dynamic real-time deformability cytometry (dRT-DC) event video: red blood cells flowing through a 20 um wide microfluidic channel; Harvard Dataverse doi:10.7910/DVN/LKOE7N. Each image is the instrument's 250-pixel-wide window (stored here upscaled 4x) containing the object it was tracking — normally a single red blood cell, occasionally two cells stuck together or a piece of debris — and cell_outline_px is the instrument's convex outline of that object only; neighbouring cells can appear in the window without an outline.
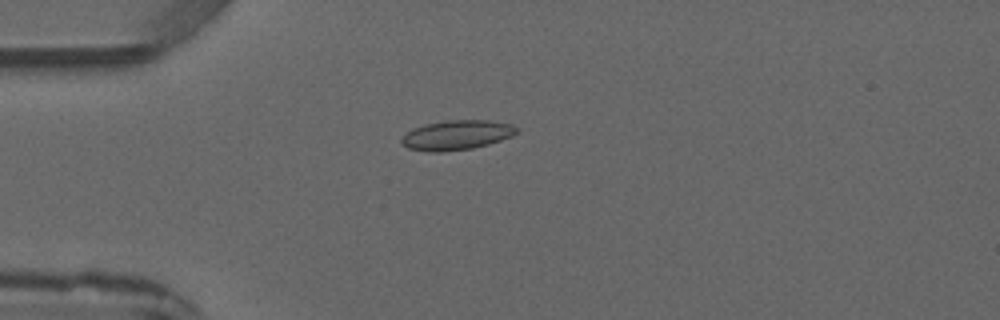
{"species": "common noctule bat (a hibernating species)", "species_latin": "Nyctalus noctula", "temperature_condition": "warm", "stored_images_in_passage": 4, "camera_frame_rate_fps": 3000, "um_per_image_px": 0.085, "animal": {"sex": "male", "forearm_length_mm": 52.5}, "frame": {"image": 1, "passage_image": 4, "time_ms": 3.333, "image_size_px": [1000, 320], "cell_outline_px": [[520, 132], [512, 136], [488, 144], [472, 148], [444, 152], [428, 152], [408, 148], [400, 144], [400, 140], [412, 128], [424, 124], [444, 120], [488, 120], [512, 124], [520, 128]], "centroid_in_image_um": [38.83, 11.47], "position_along_channel_um": 46.2, "area_um2": 20.17}}